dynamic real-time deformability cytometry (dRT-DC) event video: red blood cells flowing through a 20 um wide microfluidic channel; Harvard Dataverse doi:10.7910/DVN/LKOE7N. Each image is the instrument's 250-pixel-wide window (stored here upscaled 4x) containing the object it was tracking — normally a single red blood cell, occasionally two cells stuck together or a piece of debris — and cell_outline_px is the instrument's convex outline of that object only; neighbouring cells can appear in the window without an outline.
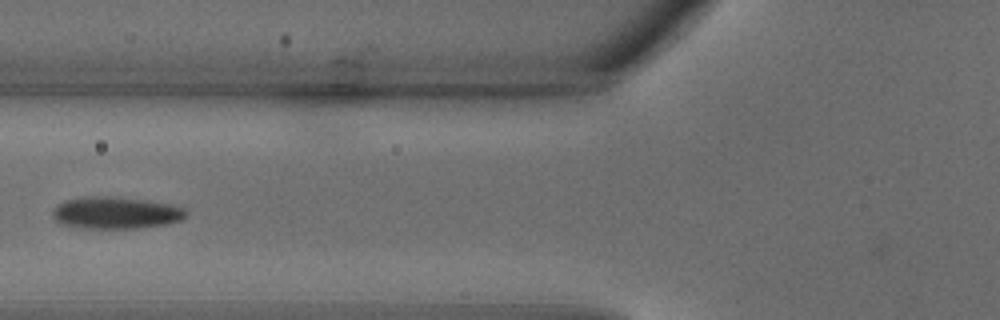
{"species": "common noctule bat (a hibernating species)", "species_latin": "Nyctalus noctula", "temperature_condition": "warm", "stored_images_in_passage": 24, "camera_frame_rate_fps": 3000, "um_per_image_px": 0.085, "animal": {"sex": "male", "body_mass_g": 18.8}, "frame": {"image": 1, "passage_image": 4, "time_ms": 1.0, "image_size_px": [1000, 320], "cell_outline_px": [[188, 212], [180, 220], [168, 224], [136, 228], [80, 228], [60, 224], [52, 216], [52, 212], [56, 204], [68, 200], [84, 196], [108, 196], [148, 200], [168, 204], [184, 208]], "centroid_in_image_um": [9.81, 18.09], "position_along_channel_um": 116.0, "area_um2": 24.91}}
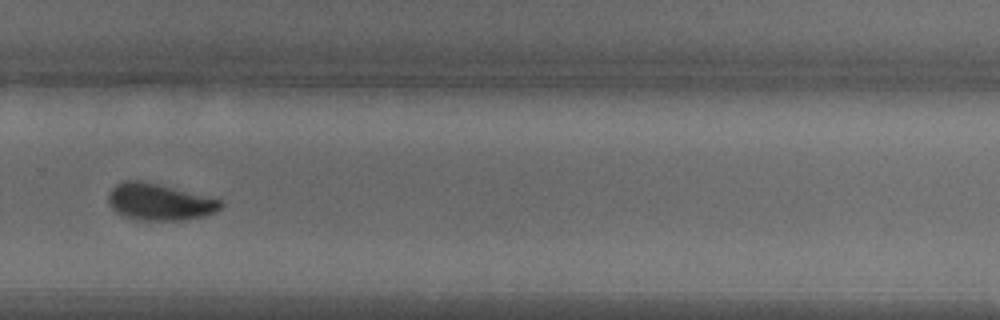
{"frame": {"image": 2, "passage_image": 14, "time_ms": 4.333, "image_size_px": [1000, 320], "cell_outline_px": [[224, 204], [216, 212], [204, 216], [188, 220], [136, 220], [124, 216], [116, 212], [112, 208], [108, 200], [108, 192], [116, 184], [124, 180], [140, 180], [220, 200]], "centroid_in_image_um": [13.51, 17.18], "position_along_channel_um": 316.3, "area_um2": 23.81}}
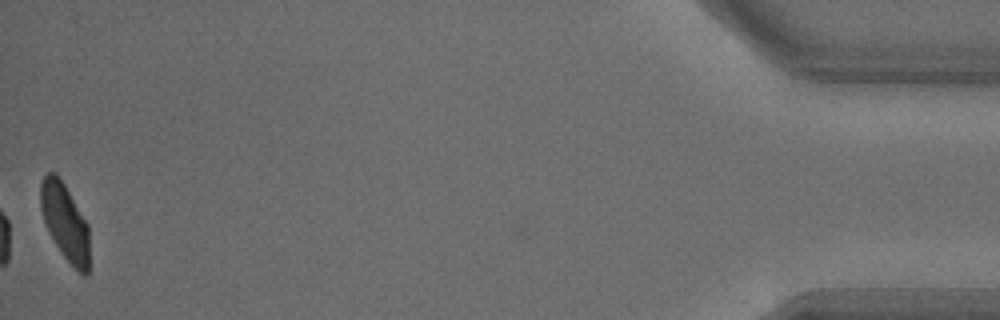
{"frame": {"image": 3, "passage_image": 24, "time_ms": 7.667, "image_size_px": [1000, 320], "cell_outline_px": [[88, 276], [84, 276], [64, 256], [48, 232], [40, 208], [40, 184], [44, 176], [48, 172], [56, 172], [64, 184], [88, 224]], "centroid_in_image_um": [5.5, 18.83], "position_along_channel_um": 429.7, "area_um2": 21.5}}